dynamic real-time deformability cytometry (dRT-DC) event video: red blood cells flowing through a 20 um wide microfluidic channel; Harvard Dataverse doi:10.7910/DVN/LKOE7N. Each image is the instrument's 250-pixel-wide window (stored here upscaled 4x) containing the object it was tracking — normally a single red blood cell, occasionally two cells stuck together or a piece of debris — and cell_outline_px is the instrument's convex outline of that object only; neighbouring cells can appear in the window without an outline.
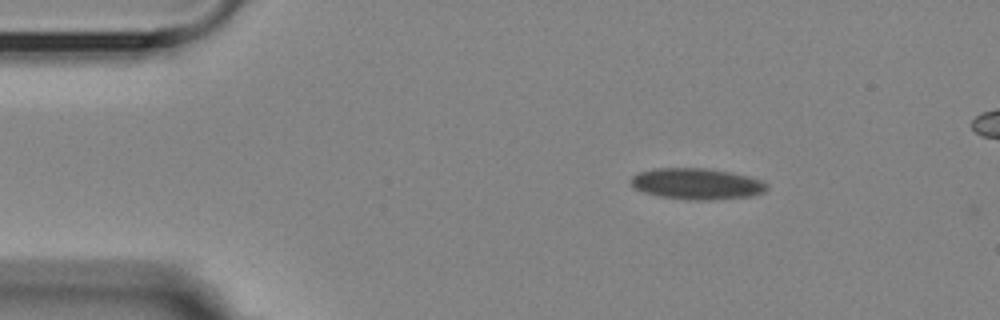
{"species": "Egyptian fruit bat (a non-hibernating species)", "species_latin": "Rousettus aegyptiacus", "temperature_condition": "room temperature", "stored_images_in_passage": 3, "camera_frame_rate_fps": 3000, "um_per_image_px": 0.085, "animal": {"sex": "female"}, "frame": {"image": 1, "passage_image": 1, "time_ms": 0.0, "image_size_px": [1000, 320], "cell_outline_px": [[768, 188], [764, 192], [752, 196], [712, 200], [684, 200], [660, 196], [644, 192], [636, 188], [632, 184], [632, 176], [640, 172], [656, 168], [708, 168], [732, 172], [748, 176], [760, 180], [768, 184]], "centroid_in_image_um": [59.27, 15.63], "position_along_channel_um": 25.7, "area_um2": 24.74}}